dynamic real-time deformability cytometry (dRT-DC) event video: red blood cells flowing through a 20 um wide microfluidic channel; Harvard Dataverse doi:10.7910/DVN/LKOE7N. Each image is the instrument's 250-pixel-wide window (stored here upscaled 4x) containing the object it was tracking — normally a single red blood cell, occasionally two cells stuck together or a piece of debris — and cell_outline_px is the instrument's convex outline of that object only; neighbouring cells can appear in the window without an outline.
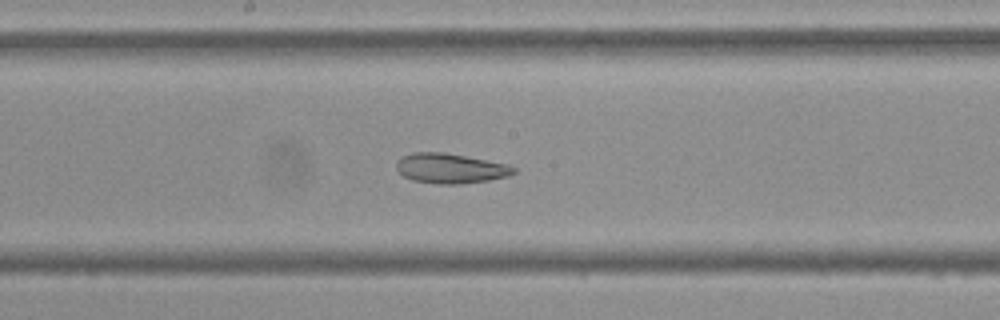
{"species": "Egyptian fruit bat (a non-hibernating species)", "species_latin": "Rousettus aegyptiacus", "temperature_condition": "cold", "stored_images_in_passage": 45, "camera_frame_rate_fps": 3000, "um_per_image_px": 0.085, "frame": {"image": 1, "passage_image": 22, "time_ms": 7.0, "image_size_px": [1000, 320], "cell_outline_px": [[516, 172], [508, 176], [488, 180], [460, 184], [440, 184], [412, 180], [404, 176], [396, 168], [396, 160], [404, 156], [416, 152], [444, 152], [508, 164], [516, 168]], "centroid_in_image_um": [38.29, 14.31], "position_along_channel_um": 209.9, "area_um2": 20.35}}
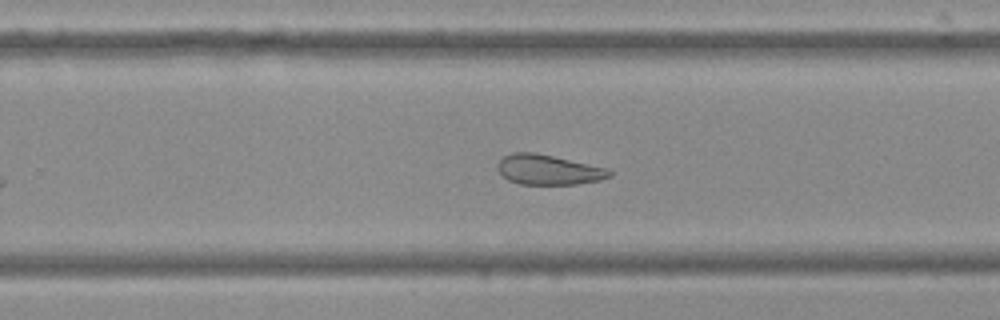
{"frame": {"image": 2, "passage_image": 28, "time_ms": 9.0, "image_size_px": [1000, 320], "cell_outline_px": [[612, 176], [600, 180], [576, 184], [520, 184], [508, 180], [496, 168], [496, 164], [504, 156], [512, 152], [536, 152], [608, 168], [612, 172]], "centroid_in_image_um": [46.61, 14.42], "position_along_channel_um": 283.2, "area_um2": 19.65}}
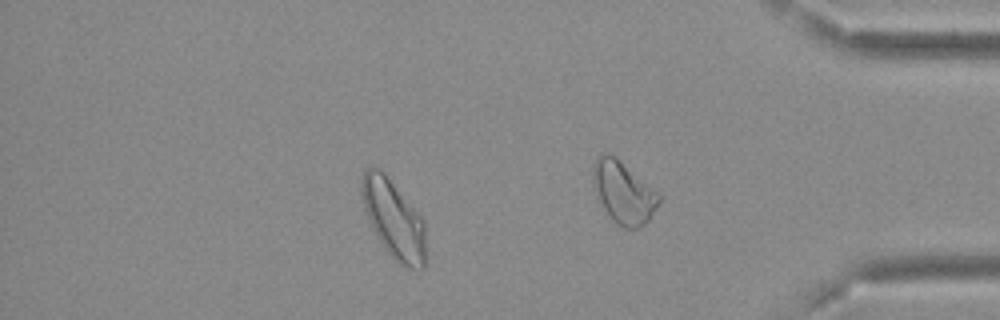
{"frame": {"image": 3, "passage_image": 37, "time_ms": 12.0, "image_size_px": [1000, 320], "cell_outline_px": [[424, 268], [408, 268], [400, 264], [388, 252], [380, 240], [364, 208], [360, 192], [360, 176], [364, 168], [372, 164], [380, 168], [384, 172], [424, 220]], "centroid_in_image_um": [33.41, 18.52], "position_along_channel_um": 401.8, "area_um2": 28.9}, "authors_computed_cell_mechanics": {"area_um2": 27.3972, "velocity_mm_per_s": 3.6755, "shape_relaxation_time_tau1_ms": null, "shape_relaxation_time_tau2_ms": 3.2094, "deformation_change_tau1": null, "deformation_change_tau2": 0.1049}}